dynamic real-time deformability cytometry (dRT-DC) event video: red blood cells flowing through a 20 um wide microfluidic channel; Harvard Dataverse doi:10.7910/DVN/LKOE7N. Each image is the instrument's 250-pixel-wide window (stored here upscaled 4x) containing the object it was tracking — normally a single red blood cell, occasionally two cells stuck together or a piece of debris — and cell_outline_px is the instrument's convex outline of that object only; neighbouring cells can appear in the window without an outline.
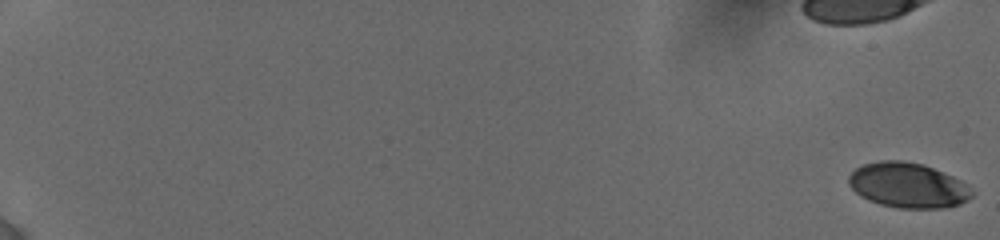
{"species": "human", "species_latin": "Homo sapiens", "temperature_condition": "cold", "stored_images_in_passage": 28, "camera_frame_rate_fps": 3000, "um_per_image_px": 0.085, "donor": {"sex": "female"}, "frame": {"image": 1, "passage_image": 1, "time_ms": 0.0, "image_size_px": [1000, 240], "cell_outline_px": [[972, 196], [968, 200], [960, 204], [944, 208], [896, 208], [880, 204], [868, 200], [860, 196], [848, 184], [848, 176], [856, 168], [864, 164], [880, 160], [904, 160], [924, 164], [952, 176], [968, 184], [972, 192]], "centroid_in_image_um": [77.17, 15.75], "position_along_channel_um": 7.8, "area_um2": 32.54}}
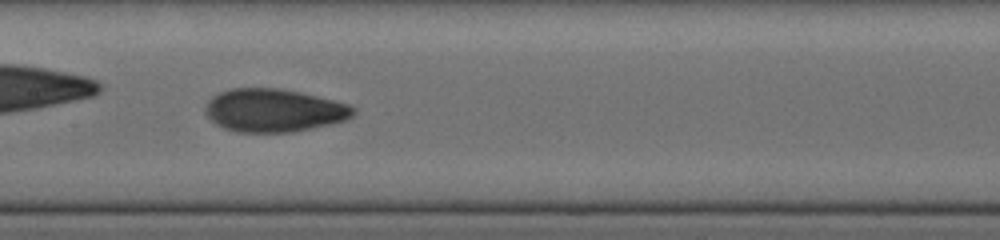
{"frame": {"image": 2, "passage_image": 23, "time_ms": 10.667, "image_size_px": [1000, 240], "cell_outline_px": [[356, 112], [352, 116], [344, 120], [328, 124], [292, 132], [236, 132], [224, 128], [216, 124], [204, 112], [204, 108], [208, 100], [212, 96], [220, 92], [232, 88], [280, 88], [300, 92], [348, 104], [356, 108]], "centroid_in_image_um": [23.24, 9.38], "position_along_channel_um": 184.2, "area_um2": 36.99}}
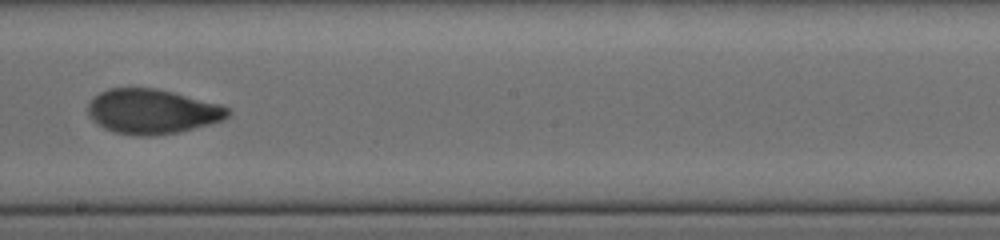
{"frame": {"image": 3, "passage_image": 26, "time_ms": 12.0, "image_size_px": [1000, 240], "cell_outline_px": [[232, 112], [224, 120], [180, 132], [152, 136], [140, 136], [112, 132], [96, 124], [88, 116], [88, 104], [92, 96], [108, 88], [156, 88], [220, 104], [228, 108]], "centroid_in_image_um": [12.91, 9.48], "position_along_channel_um": 235.3, "area_um2": 36.76}}